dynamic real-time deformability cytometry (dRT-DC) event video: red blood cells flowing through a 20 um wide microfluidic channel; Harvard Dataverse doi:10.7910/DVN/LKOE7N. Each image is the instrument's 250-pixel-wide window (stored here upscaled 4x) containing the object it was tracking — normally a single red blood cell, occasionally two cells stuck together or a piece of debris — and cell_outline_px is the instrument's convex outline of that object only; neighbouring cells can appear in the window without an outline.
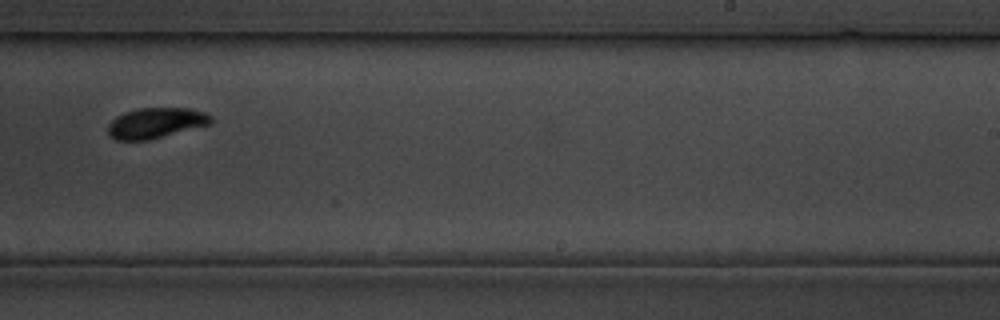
{"species": "common noctule bat (a hibernating species)", "species_latin": "Nyctalus noctula", "temperature_condition": "cold", "stored_images_in_passage": 26, "camera_frame_rate_fps": 3000, "um_per_image_px": 0.085, "animal": {"sex": "male", "body_mass_g": 19.5, "forearm_length_mm": 54.6}, "frame": {"image": 1, "passage_image": 15, "time_ms": 17.667, "image_size_px": [1000, 320], "cell_outline_px": [[212, 124], [148, 140], [116, 140], [108, 136], [108, 124], [116, 116], [124, 112], [140, 108], [188, 108], [204, 112], [212, 116]], "centroid_in_image_um": [13.24, 10.45], "position_along_channel_um": 275.8, "area_um2": 18.38}}